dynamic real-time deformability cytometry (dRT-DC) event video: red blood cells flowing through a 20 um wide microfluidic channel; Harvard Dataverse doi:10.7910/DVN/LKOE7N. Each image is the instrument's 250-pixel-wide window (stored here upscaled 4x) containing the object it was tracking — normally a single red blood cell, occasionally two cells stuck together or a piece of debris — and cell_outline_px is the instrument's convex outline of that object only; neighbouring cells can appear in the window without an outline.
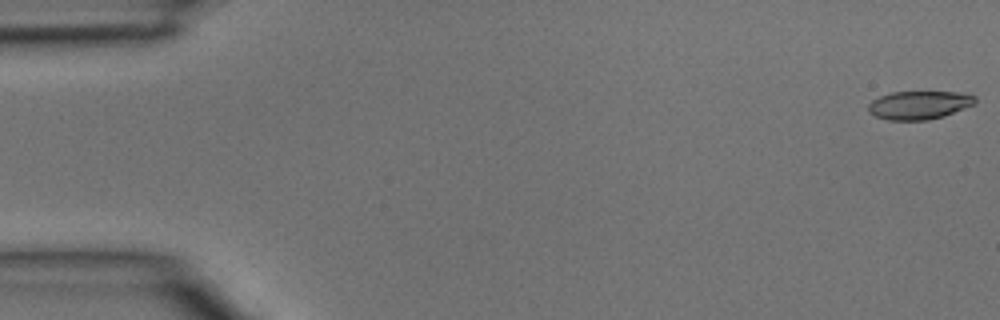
{"species": "common noctule bat (a hibernating species)", "species_latin": "Nyctalus noctula", "temperature_condition": "room temperature", "stored_images_in_passage": 4, "camera_frame_rate_fps": 3000, "um_per_image_px": 0.085, "animal": {"sex": "male", "body_mass_g": 15.6}, "frame": {"image": 1, "passage_image": 1, "time_ms": 0.0, "image_size_px": [1000, 320], "cell_outline_px": [[976, 100], [972, 104], [944, 116], [928, 120], [888, 120], [876, 116], [868, 112], [868, 104], [872, 100], [880, 96], [892, 92], [956, 92], [976, 96]], "centroid_in_image_um": [78.08, 8.93], "position_along_channel_um": 6.9, "area_um2": 17.46}}
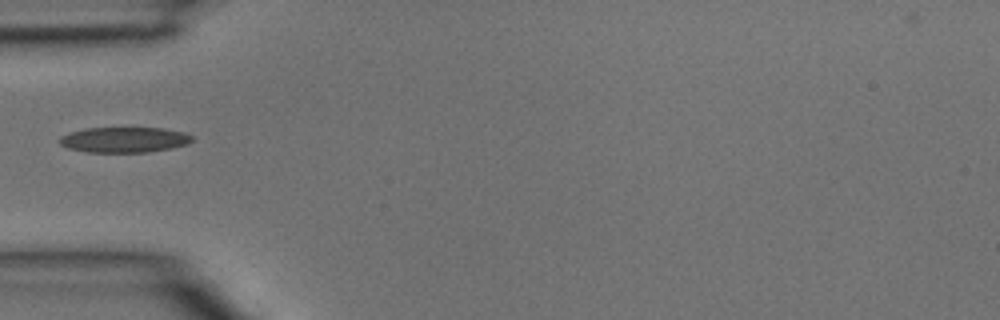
{"frame": {"image": 2, "passage_image": 4, "time_ms": 1.0, "image_size_px": [1000, 320], "cell_outline_px": [[192, 140], [188, 144], [172, 148], [148, 152], [88, 152], [68, 148], [60, 144], [56, 140], [60, 136], [84, 128], [164, 128], [184, 132], [192, 136]], "centroid_in_image_um": [10.55, 11.88], "position_along_channel_um": 74.5, "area_um2": 19.71}}